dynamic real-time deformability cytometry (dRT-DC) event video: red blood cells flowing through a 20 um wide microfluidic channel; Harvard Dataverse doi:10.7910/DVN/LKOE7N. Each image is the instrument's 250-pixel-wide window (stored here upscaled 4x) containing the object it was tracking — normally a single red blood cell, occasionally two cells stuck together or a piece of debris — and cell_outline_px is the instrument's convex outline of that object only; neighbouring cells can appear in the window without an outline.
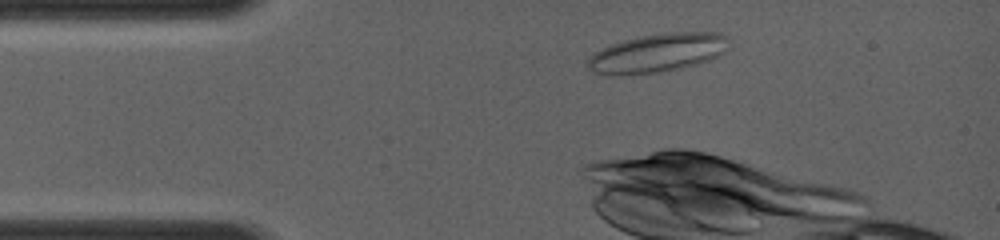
{"species": "common noctule bat (a hibernating species)", "species_latin": "Nyctalus noctula", "temperature_condition": "room temperature", "stored_images_in_passage": 13, "camera_frame_rate_fps": 4000, "um_per_image_px": 0.085, "animal": {"sex": "female", "body_mass_g": 19.0, "forearm_length_mm": 56.7}, "frame": {"image": 1, "passage_image": 5, "time_ms": 1.0, "image_size_px": [1000, 240], "cell_outline_px": [[728, 36], [724, 52], [708, 60], [696, 64], [656, 72], [620, 76], [604, 76], [592, 72], [584, 64], [588, 56], [612, 44], [636, 36], [664, 32], [720, 32]], "centroid_in_image_um": [55.79, 4.5], "position_along_channel_um": 29.2, "area_um2": 32.02}}